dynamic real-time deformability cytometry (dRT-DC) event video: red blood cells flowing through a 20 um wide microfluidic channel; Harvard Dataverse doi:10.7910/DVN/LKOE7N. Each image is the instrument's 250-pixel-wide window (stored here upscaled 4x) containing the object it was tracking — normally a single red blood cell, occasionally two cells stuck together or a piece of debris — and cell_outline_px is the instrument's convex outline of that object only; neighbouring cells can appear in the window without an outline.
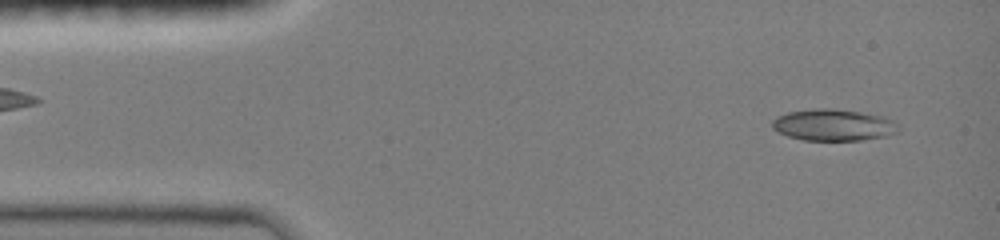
{"species": "common noctule bat (a hibernating species)", "species_latin": "Nyctalus noctula", "temperature_condition": "room temperature", "stored_images_in_passage": 45, "camera_frame_rate_fps": 3000, "um_per_image_px": 0.085, "animal": {"sex": "female", "body_mass_g": 19.0, "forearm_length_mm": 51.5}, "frame": {"image": 1, "passage_image": 2, "time_ms": 0.333, "image_size_px": [1000, 240], "cell_outline_px": [[900, 132], [888, 136], [860, 140], [804, 140], [788, 136], [772, 128], [772, 120], [776, 116], [788, 112], [816, 108], [832, 108], [860, 112], [884, 116], [900, 124]], "centroid_in_image_um": [70.89, 10.62], "position_along_channel_um": 14.1, "area_um2": 23.47}}
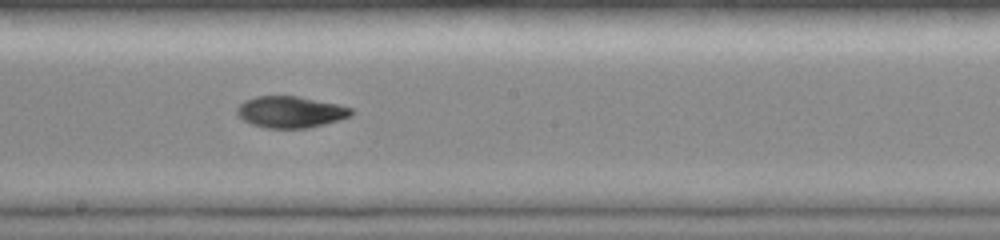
{"frame": {"image": 2, "passage_image": 24, "time_ms": 7.667, "image_size_px": [1000, 240], "cell_outline_px": [[352, 116], [324, 124], [308, 128], [268, 128], [252, 124], [244, 120], [236, 112], [236, 108], [244, 100], [256, 96], [296, 96], [336, 104], [352, 108]], "centroid_in_image_um": [24.68, 9.52], "position_along_channel_um": 223.5, "area_um2": 20.75}}
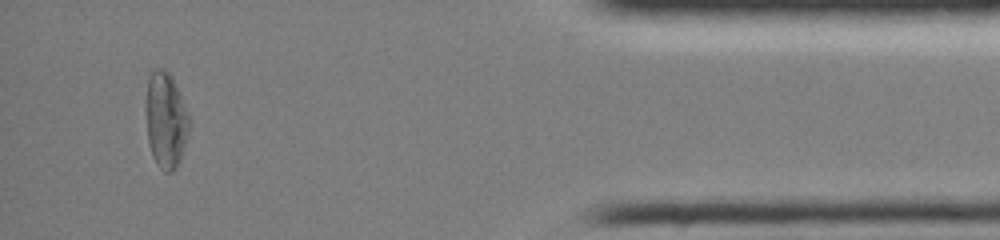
{"frame": {"image": 3, "passage_image": 42, "time_ms": 13.667, "image_size_px": [1000, 240], "cell_outline_px": [[188, 132], [176, 168], [172, 172], [164, 172], [156, 164], [152, 156], [148, 140], [144, 108], [148, 76], [156, 68], [164, 68], [172, 76], [188, 112]], "centroid_in_image_um": [14.04, 10.17], "position_along_channel_um": 421.2, "area_um2": 24.28}, "authors_computed_cell_mechanics": {"area_um2": 21.6172, "velocity_mm_per_s": 4.0589, "shape_relaxation_time_tau1_ms": 5.6923, "shape_relaxation_time_tau2_ms": 6.7091, "deformation_change_tau1": 0.1875, "deformation_change_tau2": 0.1149}}